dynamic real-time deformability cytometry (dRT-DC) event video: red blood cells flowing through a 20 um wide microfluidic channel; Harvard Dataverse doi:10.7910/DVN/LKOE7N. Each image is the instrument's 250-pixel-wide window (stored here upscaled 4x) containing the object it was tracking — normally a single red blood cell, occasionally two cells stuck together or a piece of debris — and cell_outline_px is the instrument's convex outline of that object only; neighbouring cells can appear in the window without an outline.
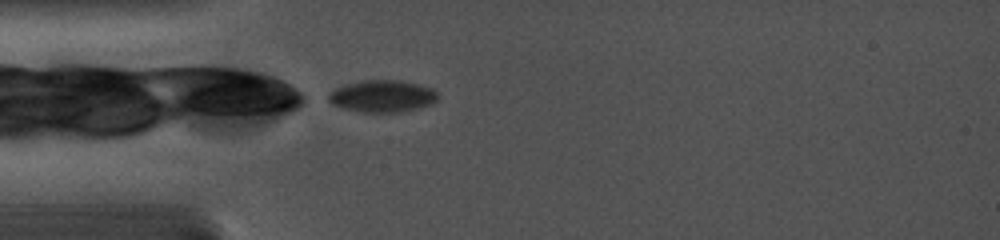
{"species": "common noctule bat (a hibernating species)", "species_latin": "Nyctalus noctula", "temperature_condition": "cold", "stored_images_in_passage": 1, "camera_frame_rate_fps": 5000, "um_per_image_px": 0.085, "animal": {"sex": "female", "body_mass_g": 19.0, "forearm_length_mm": 56.7}, "frame": {"image": 1, "passage_image": 1, "time_ms": 0.0, "image_size_px": [1000, 240], "cell_outline_px": [[436, 100], [432, 104], [420, 108], [400, 112], [360, 112], [344, 108], [332, 104], [328, 100], [328, 92], [344, 84], [360, 80], [400, 80], [432, 88], [436, 92]], "centroid_in_image_um": [32.46, 8.17], "position_along_channel_um": 52.5, "area_um2": 20.46}}